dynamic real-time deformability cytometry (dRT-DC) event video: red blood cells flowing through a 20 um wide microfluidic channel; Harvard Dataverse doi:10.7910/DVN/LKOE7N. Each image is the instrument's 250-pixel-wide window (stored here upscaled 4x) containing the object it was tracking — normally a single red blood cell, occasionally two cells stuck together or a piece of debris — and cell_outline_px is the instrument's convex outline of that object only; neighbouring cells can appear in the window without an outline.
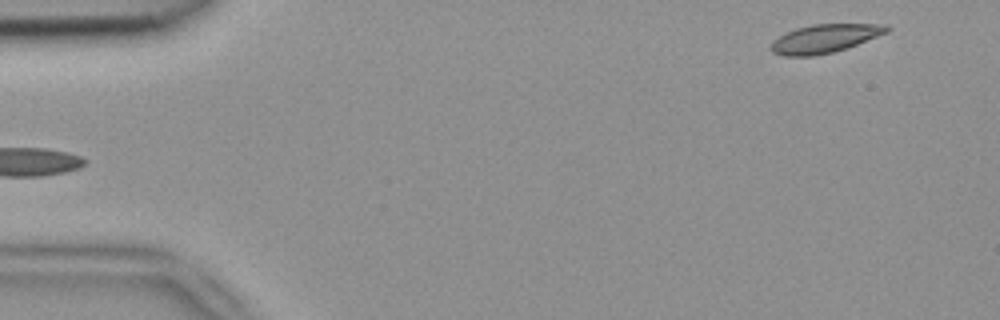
{"species": "common noctule bat (a hibernating species)", "species_latin": "Nyctalus noctula", "temperature_condition": "room temperature", "stored_images_in_passage": 4, "camera_frame_rate_fps": 3000, "um_per_image_px": 0.085, "animal": {"sex": "female", "body_mass_g": 18.4}, "frame": {"image": 1, "passage_image": 4, "time_ms": 1.0, "image_size_px": [1000, 320], "cell_outline_px": [[892, 28], [888, 32], [848, 48], [832, 52], [812, 56], [784, 56], [772, 52], [768, 48], [772, 40], [796, 28], [812, 24], [888, 24]], "centroid_in_image_um": [70.11, 3.28], "position_along_channel_um": 14.9, "area_um2": 19.36}}